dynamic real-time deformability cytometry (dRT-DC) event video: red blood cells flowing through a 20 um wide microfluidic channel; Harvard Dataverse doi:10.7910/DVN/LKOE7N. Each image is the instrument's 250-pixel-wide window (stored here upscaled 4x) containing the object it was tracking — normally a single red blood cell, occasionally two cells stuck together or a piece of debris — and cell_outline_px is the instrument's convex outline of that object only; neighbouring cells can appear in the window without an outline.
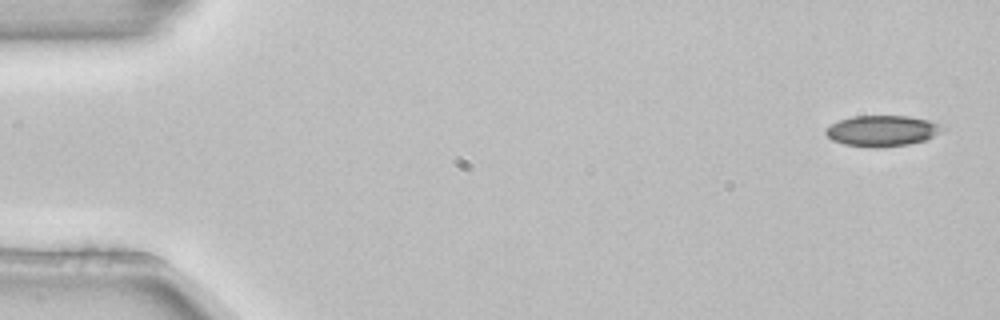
{"species": "common noctule bat (a hibernating species)", "species_latin": "Nyctalus noctula", "temperature_condition": "room temperature", "stored_images_in_passage": 4, "camera_frame_rate_fps": 3000, "um_per_image_px": 0.085, "animal": {"sex": "female", "body_mass_g": 22.7, "forearm_length_mm": 54.2}, "frame": {"image": 1, "passage_image": 1, "time_ms": 0.0, "image_size_px": [1000, 320], "cell_outline_px": [[944, 128], [940, 132], [928, 140], [908, 144], [876, 148], [872, 148], [844, 144], [832, 140], [824, 132], [824, 128], [840, 120], [852, 116], [908, 116], [928, 120]], "centroid_in_image_um": [74.95, 11.13], "position_along_channel_um": 10.1, "area_um2": 20.92}}
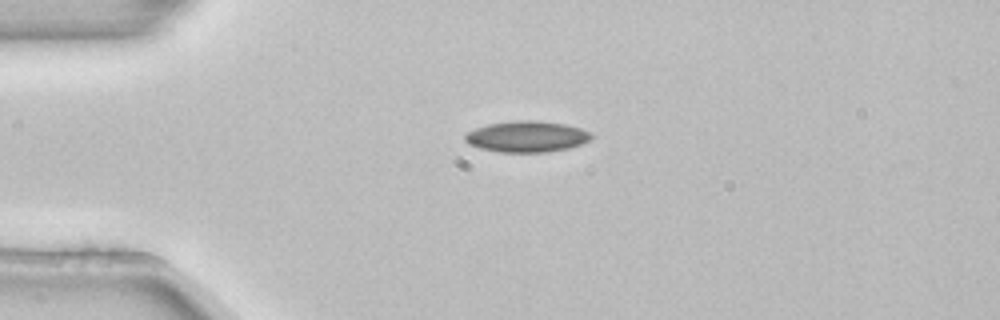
{"frame": {"image": 2, "passage_image": 3, "time_ms": 0.667, "image_size_px": [1000, 320], "cell_outline_px": [[592, 136], [588, 140], [580, 144], [568, 148], [548, 152], [500, 152], [480, 148], [468, 144], [464, 140], [464, 132], [488, 124], [516, 120], [536, 120], [564, 124], [580, 128], [592, 132]], "centroid_in_image_um": [44.74, 11.6], "position_along_channel_um": 40.3, "area_um2": 22.95}}